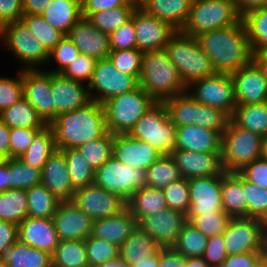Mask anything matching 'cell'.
Returning <instances> with one entry per match:
<instances>
[{
	"label": "cell",
	"mask_w": 267,
	"mask_h": 267,
	"mask_svg": "<svg viewBox=\"0 0 267 267\" xmlns=\"http://www.w3.org/2000/svg\"><path fill=\"white\" fill-rule=\"evenodd\" d=\"M230 119V116L224 111L197 101V119L195 124L201 128L204 127L222 135Z\"/></svg>",
	"instance_id": "cell-52"
},
{
	"label": "cell",
	"mask_w": 267,
	"mask_h": 267,
	"mask_svg": "<svg viewBox=\"0 0 267 267\" xmlns=\"http://www.w3.org/2000/svg\"><path fill=\"white\" fill-rule=\"evenodd\" d=\"M136 227L137 221L126 207L116 215L93 221L92 236L119 247Z\"/></svg>",
	"instance_id": "cell-28"
},
{
	"label": "cell",
	"mask_w": 267,
	"mask_h": 267,
	"mask_svg": "<svg viewBox=\"0 0 267 267\" xmlns=\"http://www.w3.org/2000/svg\"><path fill=\"white\" fill-rule=\"evenodd\" d=\"M65 155L72 187L79 188L94 183V173L91 165L76 148L61 149Z\"/></svg>",
	"instance_id": "cell-42"
},
{
	"label": "cell",
	"mask_w": 267,
	"mask_h": 267,
	"mask_svg": "<svg viewBox=\"0 0 267 267\" xmlns=\"http://www.w3.org/2000/svg\"><path fill=\"white\" fill-rule=\"evenodd\" d=\"M9 190V159L7 163L0 166V193Z\"/></svg>",
	"instance_id": "cell-71"
},
{
	"label": "cell",
	"mask_w": 267,
	"mask_h": 267,
	"mask_svg": "<svg viewBox=\"0 0 267 267\" xmlns=\"http://www.w3.org/2000/svg\"><path fill=\"white\" fill-rule=\"evenodd\" d=\"M186 222L185 214L167 207L155 214L142 216L137 221V227L161 248H167L174 245Z\"/></svg>",
	"instance_id": "cell-16"
},
{
	"label": "cell",
	"mask_w": 267,
	"mask_h": 267,
	"mask_svg": "<svg viewBox=\"0 0 267 267\" xmlns=\"http://www.w3.org/2000/svg\"><path fill=\"white\" fill-rule=\"evenodd\" d=\"M23 95L49 125L55 119V105L51 92L52 73L40 69H23Z\"/></svg>",
	"instance_id": "cell-15"
},
{
	"label": "cell",
	"mask_w": 267,
	"mask_h": 267,
	"mask_svg": "<svg viewBox=\"0 0 267 267\" xmlns=\"http://www.w3.org/2000/svg\"><path fill=\"white\" fill-rule=\"evenodd\" d=\"M137 7L138 0H131L127 5L90 13L86 18L95 28L110 35L132 18V14Z\"/></svg>",
	"instance_id": "cell-37"
},
{
	"label": "cell",
	"mask_w": 267,
	"mask_h": 267,
	"mask_svg": "<svg viewBox=\"0 0 267 267\" xmlns=\"http://www.w3.org/2000/svg\"><path fill=\"white\" fill-rule=\"evenodd\" d=\"M161 247L138 227L119 246V257L129 266L156 256Z\"/></svg>",
	"instance_id": "cell-32"
},
{
	"label": "cell",
	"mask_w": 267,
	"mask_h": 267,
	"mask_svg": "<svg viewBox=\"0 0 267 267\" xmlns=\"http://www.w3.org/2000/svg\"><path fill=\"white\" fill-rule=\"evenodd\" d=\"M127 207L136 221L144 215L155 214L167 208L163 189L148 186L137 189Z\"/></svg>",
	"instance_id": "cell-34"
},
{
	"label": "cell",
	"mask_w": 267,
	"mask_h": 267,
	"mask_svg": "<svg viewBox=\"0 0 267 267\" xmlns=\"http://www.w3.org/2000/svg\"><path fill=\"white\" fill-rule=\"evenodd\" d=\"M52 257V267H87L85 240H60Z\"/></svg>",
	"instance_id": "cell-39"
},
{
	"label": "cell",
	"mask_w": 267,
	"mask_h": 267,
	"mask_svg": "<svg viewBox=\"0 0 267 267\" xmlns=\"http://www.w3.org/2000/svg\"><path fill=\"white\" fill-rule=\"evenodd\" d=\"M242 20L252 51L267 50V6L249 12Z\"/></svg>",
	"instance_id": "cell-47"
},
{
	"label": "cell",
	"mask_w": 267,
	"mask_h": 267,
	"mask_svg": "<svg viewBox=\"0 0 267 267\" xmlns=\"http://www.w3.org/2000/svg\"><path fill=\"white\" fill-rule=\"evenodd\" d=\"M41 184V170L24 163L20 158H9V189H29Z\"/></svg>",
	"instance_id": "cell-48"
},
{
	"label": "cell",
	"mask_w": 267,
	"mask_h": 267,
	"mask_svg": "<svg viewBox=\"0 0 267 267\" xmlns=\"http://www.w3.org/2000/svg\"><path fill=\"white\" fill-rule=\"evenodd\" d=\"M146 171L148 187L163 189L182 178L171 154L161 155Z\"/></svg>",
	"instance_id": "cell-43"
},
{
	"label": "cell",
	"mask_w": 267,
	"mask_h": 267,
	"mask_svg": "<svg viewBox=\"0 0 267 267\" xmlns=\"http://www.w3.org/2000/svg\"><path fill=\"white\" fill-rule=\"evenodd\" d=\"M51 92L55 105V118L61 113L84 107L91 101L88 85L64 77L61 73H52Z\"/></svg>",
	"instance_id": "cell-21"
},
{
	"label": "cell",
	"mask_w": 267,
	"mask_h": 267,
	"mask_svg": "<svg viewBox=\"0 0 267 267\" xmlns=\"http://www.w3.org/2000/svg\"><path fill=\"white\" fill-rule=\"evenodd\" d=\"M93 221L113 216L127 207V202L94 183L75 190L71 200Z\"/></svg>",
	"instance_id": "cell-14"
},
{
	"label": "cell",
	"mask_w": 267,
	"mask_h": 267,
	"mask_svg": "<svg viewBox=\"0 0 267 267\" xmlns=\"http://www.w3.org/2000/svg\"><path fill=\"white\" fill-rule=\"evenodd\" d=\"M139 86L155 102H165L187 91L165 49L143 52Z\"/></svg>",
	"instance_id": "cell-3"
},
{
	"label": "cell",
	"mask_w": 267,
	"mask_h": 267,
	"mask_svg": "<svg viewBox=\"0 0 267 267\" xmlns=\"http://www.w3.org/2000/svg\"><path fill=\"white\" fill-rule=\"evenodd\" d=\"M8 159L9 158L3 152L0 151V166L5 165Z\"/></svg>",
	"instance_id": "cell-78"
},
{
	"label": "cell",
	"mask_w": 267,
	"mask_h": 267,
	"mask_svg": "<svg viewBox=\"0 0 267 267\" xmlns=\"http://www.w3.org/2000/svg\"><path fill=\"white\" fill-rule=\"evenodd\" d=\"M53 28L67 36L70 28L82 17L80 0H51L41 14Z\"/></svg>",
	"instance_id": "cell-31"
},
{
	"label": "cell",
	"mask_w": 267,
	"mask_h": 267,
	"mask_svg": "<svg viewBox=\"0 0 267 267\" xmlns=\"http://www.w3.org/2000/svg\"><path fill=\"white\" fill-rule=\"evenodd\" d=\"M43 128H10V158H19Z\"/></svg>",
	"instance_id": "cell-59"
},
{
	"label": "cell",
	"mask_w": 267,
	"mask_h": 267,
	"mask_svg": "<svg viewBox=\"0 0 267 267\" xmlns=\"http://www.w3.org/2000/svg\"><path fill=\"white\" fill-rule=\"evenodd\" d=\"M247 217L259 218L267 208V189L244 179Z\"/></svg>",
	"instance_id": "cell-56"
},
{
	"label": "cell",
	"mask_w": 267,
	"mask_h": 267,
	"mask_svg": "<svg viewBox=\"0 0 267 267\" xmlns=\"http://www.w3.org/2000/svg\"><path fill=\"white\" fill-rule=\"evenodd\" d=\"M23 95L22 70L16 78L0 76V112L20 101Z\"/></svg>",
	"instance_id": "cell-55"
},
{
	"label": "cell",
	"mask_w": 267,
	"mask_h": 267,
	"mask_svg": "<svg viewBox=\"0 0 267 267\" xmlns=\"http://www.w3.org/2000/svg\"><path fill=\"white\" fill-rule=\"evenodd\" d=\"M231 77L237 105L267 102V76L254 60Z\"/></svg>",
	"instance_id": "cell-19"
},
{
	"label": "cell",
	"mask_w": 267,
	"mask_h": 267,
	"mask_svg": "<svg viewBox=\"0 0 267 267\" xmlns=\"http://www.w3.org/2000/svg\"><path fill=\"white\" fill-rule=\"evenodd\" d=\"M97 267H130L123 259L120 257L111 261H107Z\"/></svg>",
	"instance_id": "cell-75"
},
{
	"label": "cell",
	"mask_w": 267,
	"mask_h": 267,
	"mask_svg": "<svg viewBox=\"0 0 267 267\" xmlns=\"http://www.w3.org/2000/svg\"><path fill=\"white\" fill-rule=\"evenodd\" d=\"M21 20L28 26L33 35L49 52L64 37L60 31L56 30L46 22L41 15L23 14Z\"/></svg>",
	"instance_id": "cell-49"
},
{
	"label": "cell",
	"mask_w": 267,
	"mask_h": 267,
	"mask_svg": "<svg viewBox=\"0 0 267 267\" xmlns=\"http://www.w3.org/2000/svg\"><path fill=\"white\" fill-rule=\"evenodd\" d=\"M22 0H0V29L23 16Z\"/></svg>",
	"instance_id": "cell-63"
},
{
	"label": "cell",
	"mask_w": 267,
	"mask_h": 267,
	"mask_svg": "<svg viewBox=\"0 0 267 267\" xmlns=\"http://www.w3.org/2000/svg\"><path fill=\"white\" fill-rule=\"evenodd\" d=\"M133 138L149 143L162 155H169L176 145V126L170 120L164 102H156L129 132Z\"/></svg>",
	"instance_id": "cell-8"
},
{
	"label": "cell",
	"mask_w": 267,
	"mask_h": 267,
	"mask_svg": "<svg viewBox=\"0 0 267 267\" xmlns=\"http://www.w3.org/2000/svg\"><path fill=\"white\" fill-rule=\"evenodd\" d=\"M190 206L185 214L186 221L210 212L223 210L221 196V174L211 177L188 179Z\"/></svg>",
	"instance_id": "cell-18"
},
{
	"label": "cell",
	"mask_w": 267,
	"mask_h": 267,
	"mask_svg": "<svg viewBox=\"0 0 267 267\" xmlns=\"http://www.w3.org/2000/svg\"><path fill=\"white\" fill-rule=\"evenodd\" d=\"M165 50L186 87L216 73L211 60L195 37L178 31L165 46Z\"/></svg>",
	"instance_id": "cell-4"
},
{
	"label": "cell",
	"mask_w": 267,
	"mask_h": 267,
	"mask_svg": "<svg viewBox=\"0 0 267 267\" xmlns=\"http://www.w3.org/2000/svg\"><path fill=\"white\" fill-rule=\"evenodd\" d=\"M52 220L60 240H86L92 235L93 219L71 201L60 202Z\"/></svg>",
	"instance_id": "cell-20"
},
{
	"label": "cell",
	"mask_w": 267,
	"mask_h": 267,
	"mask_svg": "<svg viewBox=\"0 0 267 267\" xmlns=\"http://www.w3.org/2000/svg\"><path fill=\"white\" fill-rule=\"evenodd\" d=\"M228 255L245 252H263L266 237L258 218L231 217L223 233Z\"/></svg>",
	"instance_id": "cell-13"
},
{
	"label": "cell",
	"mask_w": 267,
	"mask_h": 267,
	"mask_svg": "<svg viewBox=\"0 0 267 267\" xmlns=\"http://www.w3.org/2000/svg\"><path fill=\"white\" fill-rule=\"evenodd\" d=\"M51 0H22L23 13L41 15Z\"/></svg>",
	"instance_id": "cell-69"
},
{
	"label": "cell",
	"mask_w": 267,
	"mask_h": 267,
	"mask_svg": "<svg viewBox=\"0 0 267 267\" xmlns=\"http://www.w3.org/2000/svg\"><path fill=\"white\" fill-rule=\"evenodd\" d=\"M261 158L267 161V136L263 138Z\"/></svg>",
	"instance_id": "cell-77"
},
{
	"label": "cell",
	"mask_w": 267,
	"mask_h": 267,
	"mask_svg": "<svg viewBox=\"0 0 267 267\" xmlns=\"http://www.w3.org/2000/svg\"><path fill=\"white\" fill-rule=\"evenodd\" d=\"M196 38L216 73L232 74L253 60L243 20L230 27L202 33Z\"/></svg>",
	"instance_id": "cell-1"
},
{
	"label": "cell",
	"mask_w": 267,
	"mask_h": 267,
	"mask_svg": "<svg viewBox=\"0 0 267 267\" xmlns=\"http://www.w3.org/2000/svg\"><path fill=\"white\" fill-rule=\"evenodd\" d=\"M171 156L184 179L211 177L220 175L224 171L221 164V153L173 150Z\"/></svg>",
	"instance_id": "cell-23"
},
{
	"label": "cell",
	"mask_w": 267,
	"mask_h": 267,
	"mask_svg": "<svg viewBox=\"0 0 267 267\" xmlns=\"http://www.w3.org/2000/svg\"><path fill=\"white\" fill-rule=\"evenodd\" d=\"M136 33V48L142 52L165 49L178 32L170 23L146 14L137 7L132 14Z\"/></svg>",
	"instance_id": "cell-17"
},
{
	"label": "cell",
	"mask_w": 267,
	"mask_h": 267,
	"mask_svg": "<svg viewBox=\"0 0 267 267\" xmlns=\"http://www.w3.org/2000/svg\"><path fill=\"white\" fill-rule=\"evenodd\" d=\"M186 257L172 247L161 248L159 251V267H185Z\"/></svg>",
	"instance_id": "cell-67"
},
{
	"label": "cell",
	"mask_w": 267,
	"mask_h": 267,
	"mask_svg": "<svg viewBox=\"0 0 267 267\" xmlns=\"http://www.w3.org/2000/svg\"><path fill=\"white\" fill-rule=\"evenodd\" d=\"M156 102L139 86L104 102L107 131L113 135L129 134L136 122Z\"/></svg>",
	"instance_id": "cell-5"
},
{
	"label": "cell",
	"mask_w": 267,
	"mask_h": 267,
	"mask_svg": "<svg viewBox=\"0 0 267 267\" xmlns=\"http://www.w3.org/2000/svg\"><path fill=\"white\" fill-rule=\"evenodd\" d=\"M130 267H159V252L145 261L133 262Z\"/></svg>",
	"instance_id": "cell-73"
},
{
	"label": "cell",
	"mask_w": 267,
	"mask_h": 267,
	"mask_svg": "<svg viewBox=\"0 0 267 267\" xmlns=\"http://www.w3.org/2000/svg\"><path fill=\"white\" fill-rule=\"evenodd\" d=\"M262 258L263 252L228 255L220 267H254Z\"/></svg>",
	"instance_id": "cell-64"
},
{
	"label": "cell",
	"mask_w": 267,
	"mask_h": 267,
	"mask_svg": "<svg viewBox=\"0 0 267 267\" xmlns=\"http://www.w3.org/2000/svg\"><path fill=\"white\" fill-rule=\"evenodd\" d=\"M85 244L89 266L97 267L107 261L119 258V247L104 239L90 235L85 240Z\"/></svg>",
	"instance_id": "cell-50"
},
{
	"label": "cell",
	"mask_w": 267,
	"mask_h": 267,
	"mask_svg": "<svg viewBox=\"0 0 267 267\" xmlns=\"http://www.w3.org/2000/svg\"><path fill=\"white\" fill-rule=\"evenodd\" d=\"M0 38L15 58L26 64L24 69H37V65L49 60V51L22 20L4 25L0 29Z\"/></svg>",
	"instance_id": "cell-10"
},
{
	"label": "cell",
	"mask_w": 267,
	"mask_h": 267,
	"mask_svg": "<svg viewBox=\"0 0 267 267\" xmlns=\"http://www.w3.org/2000/svg\"><path fill=\"white\" fill-rule=\"evenodd\" d=\"M18 239L33 248L53 254L60 239L52 218L26 217L18 225Z\"/></svg>",
	"instance_id": "cell-25"
},
{
	"label": "cell",
	"mask_w": 267,
	"mask_h": 267,
	"mask_svg": "<svg viewBox=\"0 0 267 267\" xmlns=\"http://www.w3.org/2000/svg\"><path fill=\"white\" fill-rule=\"evenodd\" d=\"M0 258L8 267H52L51 254L28 246L19 239Z\"/></svg>",
	"instance_id": "cell-33"
},
{
	"label": "cell",
	"mask_w": 267,
	"mask_h": 267,
	"mask_svg": "<svg viewBox=\"0 0 267 267\" xmlns=\"http://www.w3.org/2000/svg\"><path fill=\"white\" fill-rule=\"evenodd\" d=\"M245 180L267 189V161L253 160L238 172Z\"/></svg>",
	"instance_id": "cell-62"
},
{
	"label": "cell",
	"mask_w": 267,
	"mask_h": 267,
	"mask_svg": "<svg viewBox=\"0 0 267 267\" xmlns=\"http://www.w3.org/2000/svg\"><path fill=\"white\" fill-rule=\"evenodd\" d=\"M96 62L97 59L93 57L79 54L77 58L63 70L61 74L64 77L82 83L83 81L87 80L88 85L92 80Z\"/></svg>",
	"instance_id": "cell-57"
},
{
	"label": "cell",
	"mask_w": 267,
	"mask_h": 267,
	"mask_svg": "<svg viewBox=\"0 0 267 267\" xmlns=\"http://www.w3.org/2000/svg\"><path fill=\"white\" fill-rule=\"evenodd\" d=\"M80 54L78 48L69 39L68 36H64L60 42L49 52V60L55 59L56 63L59 64L58 68L54 71L50 70L51 73H62L63 70L71 64L77 56Z\"/></svg>",
	"instance_id": "cell-58"
},
{
	"label": "cell",
	"mask_w": 267,
	"mask_h": 267,
	"mask_svg": "<svg viewBox=\"0 0 267 267\" xmlns=\"http://www.w3.org/2000/svg\"><path fill=\"white\" fill-rule=\"evenodd\" d=\"M208 237L186 222L172 248L186 258L203 257Z\"/></svg>",
	"instance_id": "cell-45"
},
{
	"label": "cell",
	"mask_w": 267,
	"mask_h": 267,
	"mask_svg": "<svg viewBox=\"0 0 267 267\" xmlns=\"http://www.w3.org/2000/svg\"><path fill=\"white\" fill-rule=\"evenodd\" d=\"M94 184L128 202L137 189L147 186V171L126 165L111 156L95 171Z\"/></svg>",
	"instance_id": "cell-9"
},
{
	"label": "cell",
	"mask_w": 267,
	"mask_h": 267,
	"mask_svg": "<svg viewBox=\"0 0 267 267\" xmlns=\"http://www.w3.org/2000/svg\"><path fill=\"white\" fill-rule=\"evenodd\" d=\"M193 0H138L146 14L170 23L178 31L185 25Z\"/></svg>",
	"instance_id": "cell-29"
},
{
	"label": "cell",
	"mask_w": 267,
	"mask_h": 267,
	"mask_svg": "<svg viewBox=\"0 0 267 267\" xmlns=\"http://www.w3.org/2000/svg\"><path fill=\"white\" fill-rule=\"evenodd\" d=\"M161 155L149 143L129 134L115 135L112 156L126 165L147 170Z\"/></svg>",
	"instance_id": "cell-24"
},
{
	"label": "cell",
	"mask_w": 267,
	"mask_h": 267,
	"mask_svg": "<svg viewBox=\"0 0 267 267\" xmlns=\"http://www.w3.org/2000/svg\"><path fill=\"white\" fill-rule=\"evenodd\" d=\"M190 88L194 91L190 92ZM187 91L199 103L220 109L230 117L237 106L231 74L215 73L196 80L187 86Z\"/></svg>",
	"instance_id": "cell-11"
},
{
	"label": "cell",
	"mask_w": 267,
	"mask_h": 267,
	"mask_svg": "<svg viewBox=\"0 0 267 267\" xmlns=\"http://www.w3.org/2000/svg\"><path fill=\"white\" fill-rule=\"evenodd\" d=\"M241 20L233 0H193L181 32L196 38L202 33L238 24Z\"/></svg>",
	"instance_id": "cell-6"
},
{
	"label": "cell",
	"mask_w": 267,
	"mask_h": 267,
	"mask_svg": "<svg viewBox=\"0 0 267 267\" xmlns=\"http://www.w3.org/2000/svg\"><path fill=\"white\" fill-rule=\"evenodd\" d=\"M18 240V225L0 220V256Z\"/></svg>",
	"instance_id": "cell-66"
},
{
	"label": "cell",
	"mask_w": 267,
	"mask_h": 267,
	"mask_svg": "<svg viewBox=\"0 0 267 267\" xmlns=\"http://www.w3.org/2000/svg\"><path fill=\"white\" fill-rule=\"evenodd\" d=\"M41 184L61 202L70 201L75 189L72 187L65 155L56 150L41 170Z\"/></svg>",
	"instance_id": "cell-26"
},
{
	"label": "cell",
	"mask_w": 267,
	"mask_h": 267,
	"mask_svg": "<svg viewBox=\"0 0 267 267\" xmlns=\"http://www.w3.org/2000/svg\"><path fill=\"white\" fill-rule=\"evenodd\" d=\"M114 138L115 135L107 132L103 137L83 143L76 149L96 171L112 156Z\"/></svg>",
	"instance_id": "cell-46"
},
{
	"label": "cell",
	"mask_w": 267,
	"mask_h": 267,
	"mask_svg": "<svg viewBox=\"0 0 267 267\" xmlns=\"http://www.w3.org/2000/svg\"><path fill=\"white\" fill-rule=\"evenodd\" d=\"M174 150L221 153V135L196 124L176 127Z\"/></svg>",
	"instance_id": "cell-27"
},
{
	"label": "cell",
	"mask_w": 267,
	"mask_h": 267,
	"mask_svg": "<svg viewBox=\"0 0 267 267\" xmlns=\"http://www.w3.org/2000/svg\"><path fill=\"white\" fill-rule=\"evenodd\" d=\"M139 87V79L116 69L108 58L96 62L93 77L88 84L90 99L103 104L119 94L130 92ZM91 90L99 93L92 96Z\"/></svg>",
	"instance_id": "cell-12"
},
{
	"label": "cell",
	"mask_w": 267,
	"mask_h": 267,
	"mask_svg": "<svg viewBox=\"0 0 267 267\" xmlns=\"http://www.w3.org/2000/svg\"><path fill=\"white\" fill-rule=\"evenodd\" d=\"M26 195L30 217L52 218L61 202L42 184L26 189Z\"/></svg>",
	"instance_id": "cell-41"
},
{
	"label": "cell",
	"mask_w": 267,
	"mask_h": 267,
	"mask_svg": "<svg viewBox=\"0 0 267 267\" xmlns=\"http://www.w3.org/2000/svg\"><path fill=\"white\" fill-rule=\"evenodd\" d=\"M167 207L186 214L190 206L188 179L181 178L163 188Z\"/></svg>",
	"instance_id": "cell-54"
},
{
	"label": "cell",
	"mask_w": 267,
	"mask_h": 267,
	"mask_svg": "<svg viewBox=\"0 0 267 267\" xmlns=\"http://www.w3.org/2000/svg\"><path fill=\"white\" fill-rule=\"evenodd\" d=\"M130 1L131 0H82V17L86 18L90 13L127 5Z\"/></svg>",
	"instance_id": "cell-65"
},
{
	"label": "cell",
	"mask_w": 267,
	"mask_h": 267,
	"mask_svg": "<svg viewBox=\"0 0 267 267\" xmlns=\"http://www.w3.org/2000/svg\"><path fill=\"white\" fill-rule=\"evenodd\" d=\"M252 53H253V60L258 64V66L267 76V50L252 51Z\"/></svg>",
	"instance_id": "cell-72"
},
{
	"label": "cell",
	"mask_w": 267,
	"mask_h": 267,
	"mask_svg": "<svg viewBox=\"0 0 267 267\" xmlns=\"http://www.w3.org/2000/svg\"><path fill=\"white\" fill-rule=\"evenodd\" d=\"M233 2L241 18L251 11L267 6V0H233Z\"/></svg>",
	"instance_id": "cell-68"
},
{
	"label": "cell",
	"mask_w": 267,
	"mask_h": 267,
	"mask_svg": "<svg viewBox=\"0 0 267 267\" xmlns=\"http://www.w3.org/2000/svg\"><path fill=\"white\" fill-rule=\"evenodd\" d=\"M258 221L261 226L262 233L267 238V208L263 214L258 218Z\"/></svg>",
	"instance_id": "cell-76"
},
{
	"label": "cell",
	"mask_w": 267,
	"mask_h": 267,
	"mask_svg": "<svg viewBox=\"0 0 267 267\" xmlns=\"http://www.w3.org/2000/svg\"><path fill=\"white\" fill-rule=\"evenodd\" d=\"M0 151L10 158V128L0 120Z\"/></svg>",
	"instance_id": "cell-70"
},
{
	"label": "cell",
	"mask_w": 267,
	"mask_h": 267,
	"mask_svg": "<svg viewBox=\"0 0 267 267\" xmlns=\"http://www.w3.org/2000/svg\"><path fill=\"white\" fill-rule=\"evenodd\" d=\"M56 150L53 131L47 125L35 135L31 145L19 158L24 163L42 170L46 161Z\"/></svg>",
	"instance_id": "cell-38"
},
{
	"label": "cell",
	"mask_w": 267,
	"mask_h": 267,
	"mask_svg": "<svg viewBox=\"0 0 267 267\" xmlns=\"http://www.w3.org/2000/svg\"><path fill=\"white\" fill-rule=\"evenodd\" d=\"M262 136L237 126L231 119L221 135V164L225 172H239L261 157Z\"/></svg>",
	"instance_id": "cell-7"
},
{
	"label": "cell",
	"mask_w": 267,
	"mask_h": 267,
	"mask_svg": "<svg viewBox=\"0 0 267 267\" xmlns=\"http://www.w3.org/2000/svg\"><path fill=\"white\" fill-rule=\"evenodd\" d=\"M227 256L223 234L209 237L202 257L208 265L220 267Z\"/></svg>",
	"instance_id": "cell-61"
},
{
	"label": "cell",
	"mask_w": 267,
	"mask_h": 267,
	"mask_svg": "<svg viewBox=\"0 0 267 267\" xmlns=\"http://www.w3.org/2000/svg\"><path fill=\"white\" fill-rule=\"evenodd\" d=\"M254 267H267V261L263 257Z\"/></svg>",
	"instance_id": "cell-79"
},
{
	"label": "cell",
	"mask_w": 267,
	"mask_h": 267,
	"mask_svg": "<svg viewBox=\"0 0 267 267\" xmlns=\"http://www.w3.org/2000/svg\"><path fill=\"white\" fill-rule=\"evenodd\" d=\"M0 120L9 128H44L47 126L24 97L0 112Z\"/></svg>",
	"instance_id": "cell-36"
},
{
	"label": "cell",
	"mask_w": 267,
	"mask_h": 267,
	"mask_svg": "<svg viewBox=\"0 0 267 267\" xmlns=\"http://www.w3.org/2000/svg\"><path fill=\"white\" fill-rule=\"evenodd\" d=\"M221 196L223 210L230 217H247L244 178L238 172L221 173Z\"/></svg>",
	"instance_id": "cell-30"
},
{
	"label": "cell",
	"mask_w": 267,
	"mask_h": 267,
	"mask_svg": "<svg viewBox=\"0 0 267 267\" xmlns=\"http://www.w3.org/2000/svg\"><path fill=\"white\" fill-rule=\"evenodd\" d=\"M185 267H210L202 257L186 258Z\"/></svg>",
	"instance_id": "cell-74"
},
{
	"label": "cell",
	"mask_w": 267,
	"mask_h": 267,
	"mask_svg": "<svg viewBox=\"0 0 267 267\" xmlns=\"http://www.w3.org/2000/svg\"><path fill=\"white\" fill-rule=\"evenodd\" d=\"M28 217L25 189H9L0 193V220L19 225Z\"/></svg>",
	"instance_id": "cell-40"
},
{
	"label": "cell",
	"mask_w": 267,
	"mask_h": 267,
	"mask_svg": "<svg viewBox=\"0 0 267 267\" xmlns=\"http://www.w3.org/2000/svg\"><path fill=\"white\" fill-rule=\"evenodd\" d=\"M111 51L136 48L134 21L131 18L109 35Z\"/></svg>",
	"instance_id": "cell-60"
},
{
	"label": "cell",
	"mask_w": 267,
	"mask_h": 267,
	"mask_svg": "<svg viewBox=\"0 0 267 267\" xmlns=\"http://www.w3.org/2000/svg\"><path fill=\"white\" fill-rule=\"evenodd\" d=\"M143 52L137 48L110 51L108 59L120 72L135 76L139 79L141 74Z\"/></svg>",
	"instance_id": "cell-51"
},
{
	"label": "cell",
	"mask_w": 267,
	"mask_h": 267,
	"mask_svg": "<svg viewBox=\"0 0 267 267\" xmlns=\"http://www.w3.org/2000/svg\"><path fill=\"white\" fill-rule=\"evenodd\" d=\"M67 36L78 48L80 54L97 60L107 58L111 51L109 35L95 28L87 18L81 17L70 28Z\"/></svg>",
	"instance_id": "cell-22"
},
{
	"label": "cell",
	"mask_w": 267,
	"mask_h": 267,
	"mask_svg": "<svg viewBox=\"0 0 267 267\" xmlns=\"http://www.w3.org/2000/svg\"><path fill=\"white\" fill-rule=\"evenodd\" d=\"M263 257L267 261V239L265 241L264 248H263Z\"/></svg>",
	"instance_id": "cell-80"
},
{
	"label": "cell",
	"mask_w": 267,
	"mask_h": 267,
	"mask_svg": "<svg viewBox=\"0 0 267 267\" xmlns=\"http://www.w3.org/2000/svg\"><path fill=\"white\" fill-rule=\"evenodd\" d=\"M230 219L231 217L222 210L220 212H210L196 216L189 223L209 238L223 234Z\"/></svg>",
	"instance_id": "cell-53"
},
{
	"label": "cell",
	"mask_w": 267,
	"mask_h": 267,
	"mask_svg": "<svg viewBox=\"0 0 267 267\" xmlns=\"http://www.w3.org/2000/svg\"><path fill=\"white\" fill-rule=\"evenodd\" d=\"M49 126L58 150L78 148L108 132L103 105L93 100L84 107L59 114Z\"/></svg>",
	"instance_id": "cell-2"
},
{
	"label": "cell",
	"mask_w": 267,
	"mask_h": 267,
	"mask_svg": "<svg viewBox=\"0 0 267 267\" xmlns=\"http://www.w3.org/2000/svg\"><path fill=\"white\" fill-rule=\"evenodd\" d=\"M231 120L239 127L267 136V102L237 105Z\"/></svg>",
	"instance_id": "cell-35"
},
{
	"label": "cell",
	"mask_w": 267,
	"mask_h": 267,
	"mask_svg": "<svg viewBox=\"0 0 267 267\" xmlns=\"http://www.w3.org/2000/svg\"><path fill=\"white\" fill-rule=\"evenodd\" d=\"M170 120L176 127L193 125L197 119V101L187 93H181L164 102Z\"/></svg>",
	"instance_id": "cell-44"
}]
</instances>
